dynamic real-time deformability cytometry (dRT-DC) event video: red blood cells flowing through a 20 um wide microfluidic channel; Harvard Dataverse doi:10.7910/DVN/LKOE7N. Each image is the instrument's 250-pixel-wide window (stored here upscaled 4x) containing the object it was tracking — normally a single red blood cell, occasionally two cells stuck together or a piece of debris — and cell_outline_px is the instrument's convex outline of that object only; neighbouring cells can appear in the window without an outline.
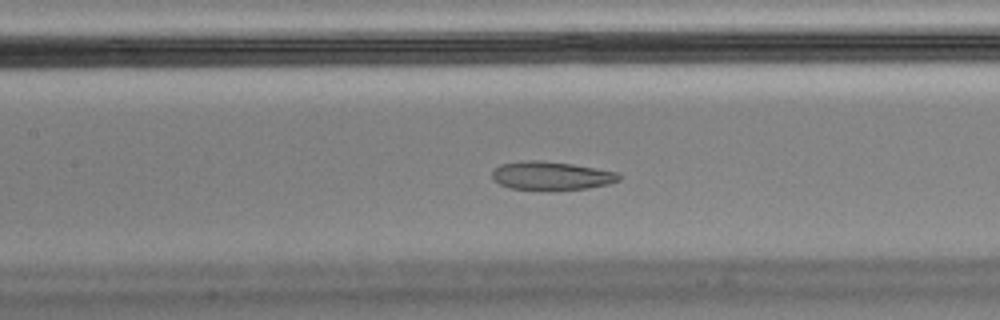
{"species": "Egyptian fruit bat (a non-hibernating species)", "species_latin": "Rousettus aegyptiacus", "temperature_condition": "cold", "stored_images_in_passage": 57, "camera_frame_rate_fps": 3000, "um_per_image_px": 0.085, "animal": {"sex": "male"}, "frame": {"image": 1, "passage_image": 25, "time_ms": 8.0, "image_size_px": [1000, 320], "cell_outline_px": [[620, 180], [608, 184], [588, 188], [508, 188], [500, 184], [492, 176], [492, 172], [500, 164], [520, 160], [540, 160], [572, 164], [616, 172], [620, 176]], "centroid_in_image_um": [46.84, 14.9], "position_along_channel_um": 160.6, "area_um2": 20.35}, "authors_computed_cell_mechanics": {"area_um2": 22.7732, "velocity_mm_per_s": 3.4642, "shape_relaxation_time_tau1_ms": null, "shape_relaxation_time_tau2_ms": 1.3124, "deformation_change_tau1": null, "deformation_change_tau2": 0.0688}}